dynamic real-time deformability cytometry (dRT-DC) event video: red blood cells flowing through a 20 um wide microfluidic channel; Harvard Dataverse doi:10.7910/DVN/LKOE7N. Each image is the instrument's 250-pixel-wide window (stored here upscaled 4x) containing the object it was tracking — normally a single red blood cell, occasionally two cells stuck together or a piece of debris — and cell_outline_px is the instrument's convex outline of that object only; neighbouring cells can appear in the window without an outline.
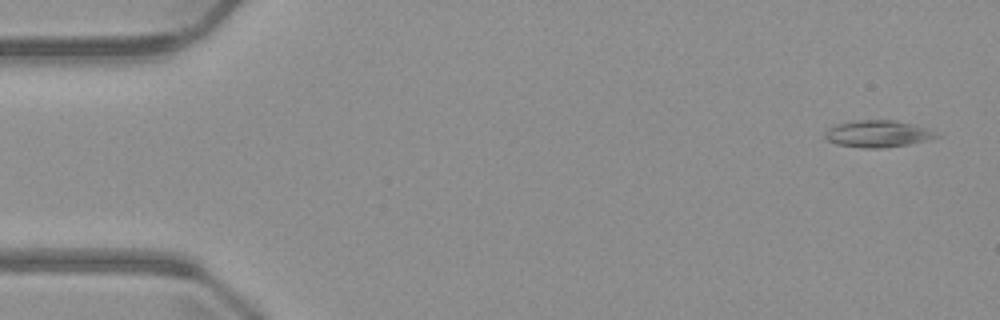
{"species": "common noctule bat (a hibernating species)", "species_latin": "Nyctalus noctula", "temperature_condition": "warm", "stored_images_in_passage": 5, "camera_frame_rate_fps": 3000, "um_per_image_px": 0.085, "animal": {"sex": "male", "body_mass_g": 23.1, "forearm_length_mm": 52.7}, "frame": {"image": 1, "passage_image": 1, "time_ms": 0.0, "image_size_px": [1000, 320], "cell_outline_px": [[940, 136], [928, 140], [908, 144], [884, 148], [864, 148], [836, 144], [828, 140], [824, 136], [824, 132], [828, 128], [836, 124], [852, 120], [896, 120], [912, 124], [924, 128]], "centroid_in_image_um": [74.54, 11.37], "position_along_channel_um": 10.5, "area_um2": 17.34}}
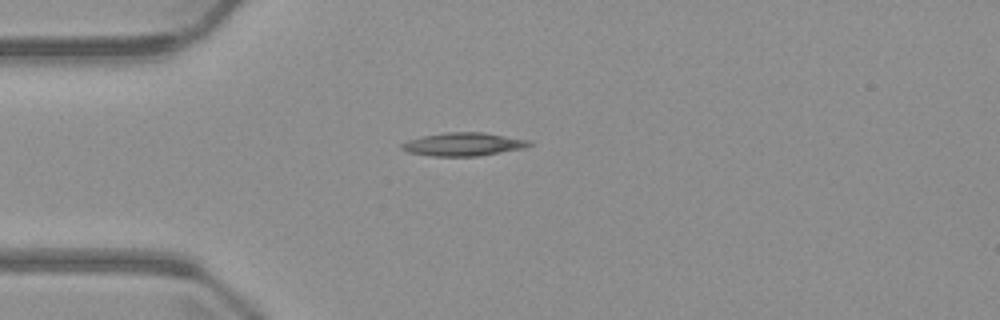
{"frame": {"image": 2, "passage_image": 4, "time_ms": 3.667, "image_size_px": [1000, 320], "cell_outline_px": [[532, 144], [524, 148], [480, 156], [432, 156], [408, 152], [400, 148], [400, 144], [408, 140], [424, 136], [444, 132], [484, 132], [528, 140]], "centroid_in_image_um": [39.37, 12.26], "position_along_channel_um": 45.6, "area_um2": 17.22}}